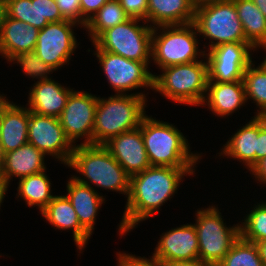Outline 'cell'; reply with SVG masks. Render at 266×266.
Wrapping results in <instances>:
<instances>
[{"label": "cell", "instance_id": "10", "mask_svg": "<svg viewBox=\"0 0 266 266\" xmlns=\"http://www.w3.org/2000/svg\"><path fill=\"white\" fill-rule=\"evenodd\" d=\"M92 45L96 49L94 55L116 94H128V91L141 87L153 90L154 74L148 70L150 62L129 60L118 54L102 51L94 43Z\"/></svg>", "mask_w": 266, "mask_h": 266}, {"label": "cell", "instance_id": "20", "mask_svg": "<svg viewBox=\"0 0 266 266\" xmlns=\"http://www.w3.org/2000/svg\"><path fill=\"white\" fill-rule=\"evenodd\" d=\"M39 29L7 17L0 23V55L8 61L21 52L34 51Z\"/></svg>", "mask_w": 266, "mask_h": 266}, {"label": "cell", "instance_id": "33", "mask_svg": "<svg viewBox=\"0 0 266 266\" xmlns=\"http://www.w3.org/2000/svg\"><path fill=\"white\" fill-rule=\"evenodd\" d=\"M19 64L26 74V76H31L40 80L51 79L48 75L53 71L49 65L43 62L34 51L21 52L19 55L11 57L8 62H13Z\"/></svg>", "mask_w": 266, "mask_h": 266}, {"label": "cell", "instance_id": "9", "mask_svg": "<svg viewBox=\"0 0 266 266\" xmlns=\"http://www.w3.org/2000/svg\"><path fill=\"white\" fill-rule=\"evenodd\" d=\"M140 21H143V26L139 24ZM152 31L151 24L144 20L129 18L104 31L93 43L102 51L115 53L129 60L149 62Z\"/></svg>", "mask_w": 266, "mask_h": 266}, {"label": "cell", "instance_id": "24", "mask_svg": "<svg viewBox=\"0 0 266 266\" xmlns=\"http://www.w3.org/2000/svg\"><path fill=\"white\" fill-rule=\"evenodd\" d=\"M195 0H148L147 23L151 27L193 23Z\"/></svg>", "mask_w": 266, "mask_h": 266}, {"label": "cell", "instance_id": "43", "mask_svg": "<svg viewBox=\"0 0 266 266\" xmlns=\"http://www.w3.org/2000/svg\"><path fill=\"white\" fill-rule=\"evenodd\" d=\"M4 152H0V182L4 183Z\"/></svg>", "mask_w": 266, "mask_h": 266}, {"label": "cell", "instance_id": "8", "mask_svg": "<svg viewBox=\"0 0 266 266\" xmlns=\"http://www.w3.org/2000/svg\"><path fill=\"white\" fill-rule=\"evenodd\" d=\"M194 227L199 245V259L217 266L240 237V223L227 227L218 207L196 211Z\"/></svg>", "mask_w": 266, "mask_h": 266}, {"label": "cell", "instance_id": "25", "mask_svg": "<svg viewBox=\"0 0 266 266\" xmlns=\"http://www.w3.org/2000/svg\"><path fill=\"white\" fill-rule=\"evenodd\" d=\"M45 154L32 144H25L4 155V183L9 186L15 176L19 179L46 171Z\"/></svg>", "mask_w": 266, "mask_h": 266}, {"label": "cell", "instance_id": "3", "mask_svg": "<svg viewBox=\"0 0 266 266\" xmlns=\"http://www.w3.org/2000/svg\"><path fill=\"white\" fill-rule=\"evenodd\" d=\"M68 167L74 168L82 175H73L78 182L90 187L93 184L98 188L121 192L128 198L130 175L103 145L77 144L74 146Z\"/></svg>", "mask_w": 266, "mask_h": 266}, {"label": "cell", "instance_id": "38", "mask_svg": "<svg viewBox=\"0 0 266 266\" xmlns=\"http://www.w3.org/2000/svg\"><path fill=\"white\" fill-rule=\"evenodd\" d=\"M266 156V116H259V135L257 137V151L255 164Z\"/></svg>", "mask_w": 266, "mask_h": 266}, {"label": "cell", "instance_id": "4", "mask_svg": "<svg viewBox=\"0 0 266 266\" xmlns=\"http://www.w3.org/2000/svg\"><path fill=\"white\" fill-rule=\"evenodd\" d=\"M146 95L142 93L115 94L98 97L93 126V145H104L111 138L140 127L147 115Z\"/></svg>", "mask_w": 266, "mask_h": 266}, {"label": "cell", "instance_id": "27", "mask_svg": "<svg viewBox=\"0 0 266 266\" xmlns=\"http://www.w3.org/2000/svg\"><path fill=\"white\" fill-rule=\"evenodd\" d=\"M242 23L245 39L253 47L266 43V17L253 0H232Z\"/></svg>", "mask_w": 266, "mask_h": 266}, {"label": "cell", "instance_id": "29", "mask_svg": "<svg viewBox=\"0 0 266 266\" xmlns=\"http://www.w3.org/2000/svg\"><path fill=\"white\" fill-rule=\"evenodd\" d=\"M118 0H108L87 22L86 28L93 43L104 31L128 20Z\"/></svg>", "mask_w": 266, "mask_h": 266}, {"label": "cell", "instance_id": "16", "mask_svg": "<svg viewBox=\"0 0 266 266\" xmlns=\"http://www.w3.org/2000/svg\"><path fill=\"white\" fill-rule=\"evenodd\" d=\"M103 146L130 176L151 166L140 127L111 138Z\"/></svg>", "mask_w": 266, "mask_h": 266}, {"label": "cell", "instance_id": "13", "mask_svg": "<svg viewBox=\"0 0 266 266\" xmlns=\"http://www.w3.org/2000/svg\"><path fill=\"white\" fill-rule=\"evenodd\" d=\"M78 23L63 20L52 22L39 31L34 52L47 65L54 70L65 63L69 64L71 56L78 47L73 27Z\"/></svg>", "mask_w": 266, "mask_h": 266}, {"label": "cell", "instance_id": "11", "mask_svg": "<svg viewBox=\"0 0 266 266\" xmlns=\"http://www.w3.org/2000/svg\"><path fill=\"white\" fill-rule=\"evenodd\" d=\"M252 50L248 42L223 43L208 50V82L243 81L244 71L253 62Z\"/></svg>", "mask_w": 266, "mask_h": 266}, {"label": "cell", "instance_id": "44", "mask_svg": "<svg viewBox=\"0 0 266 266\" xmlns=\"http://www.w3.org/2000/svg\"><path fill=\"white\" fill-rule=\"evenodd\" d=\"M8 185L3 183V182H0V207H1V204L3 203V199L5 198V193L6 191L8 190Z\"/></svg>", "mask_w": 266, "mask_h": 266}, {"label": "cell", "instance_id": "12", "mask_svg": "<svg viewBox=\"0 0 266 266\" xmlns=\"http://www.w3.org/2000/svg\"><path fill=\"white\" fill-rule=\"evenodd\" d=\"M98 97L86 91L73 90L66 106L59 116L65 136L76 146L77 139H84L80 145H93V126ZM85 137V138H84Z\"/></svg>", "mask_w": 266, "mask_h": 266}, {"label": "cell", "instance_id": "6", "mask_svg": "<svg viewBox=\"0 0 266 266\" xmlns=\"http://www.w3.org/2000/svg\"><path fill=\"white\" fill-rule=\"evenodd\" d=\"M197 35L198 32L193 23L154 27L151 60L159 69H162L199 61L198 58L201 56L205 58V50H198Z\"/></svg>", "mask_w": 266, "mask_h": 266}, {"label": "cell", "instance_id": "39", "mask_svg": "<svg viewBox=\"0 0 266 266\" xmlns=\"http://www.w3.org/2000/svg\"><path fill=\"white\" fill-rule=\"evenodd\" d=\"M255 179L266 185V156L260 159L250 170Z\"/></svg>", "mask_w": 266, "mask_h": 266}, {"label": "cell", "instance_id": "40", "mask_svg": "<svg viewBox=\"0 0 266 266\" xmlns=\"http://www.w3.org/2000/svg\"><path fill=\"white\" fill-rule=\"evenodd\" d=\"M162 266H212L200 259H195L191 261H175V262H166L161 263Z\"/></svg>", "mask_w": 266, "mask_h": 266}, {"label": "cell", "instance_id": "46", "mask_svg": "<svg viewBox=\"0 0 266 266\" xmlns=\"http://www.w3.org/2000/svg\"><path fill=\"white\" fill-rule=\"evenodd\" d=\"M258 48H263L264 51H266V43L254 47V51H255L256 49L258 50ZM259 66H260L262 69H264V70L266 71V56H265L263 62H261V64H260Z\"/></svg>", "mask_w": 266, "mask_h": 266}, {"label": "cell", "instance_id": "18", "mask_svg": "<svg viewBox=\"0 0 266 266\" xmlns=\"http://www.w3.org/2000/svg\"><path fill=\"white\" fill-rule=\"evenodd\" d=\"M30 111L11 101L0 106V143L4 153L28 143Z\"/></svg>", "mask_w": 266, "mask_h": 266}, {"label": "cell", "instance_id": "2", "mask_svg": "<svg viewBox=\"0 0 266 266\" xmlns=\"http://www.w3.org/2000/svg\"><path fill=\"white\" fill-rule=\"evenodd\" d=\"M140 128L151 166L195 168L201 160L202 156L190 151L188 139L173 124L146 115Z\"/></svg>", "mask_w": 266, "mask_h": 266}, {"label": "cell", "instance_id": "37", "mask_svg": "<svg viewBox=\"0 0 266 266\" xmlns=\"http://www.w3.org/2000/svg\"><path fill=\"white\" fill-rule=\"evenodd\" d=\"M108 0H80L81 9V27H85L90 18L107 2Z\"/></svg>", "mask_w": 266, "mask_h": 266}, {"label": "cell", "instance_id": "22", "mask_svg": "<svg viewBox=\"0 0 266 266\" xmlns=\"http://www.w3.org/2000/svg\"><path fill=\"white\" fill-rule=\"evenodd\" d=\"M41 214L54 228L72 230L77 249L82 252L91 235L80 225L77 214L65 195H54Z\"/></svg>", "mask_w": 266, "mask_h": 266}, {"label": "cell", "instance_id": "5", "mask_svg": "<svg viewBox=\"0 0 266 266\" xmlns=\"http://www.w3.org/2000/svg\"><path fill=\"white\" fill-rule=\"evenodd\" d=\"M160 70H162V74L153 76L155 92L161 93L175 103L191 106L202 105L209 81L207 59L204 62L199 60Z\"/></svg>", "mask_w": 266, "mask_h": 266}, {"label": "cell", "instance_id": "47", "mask_svg": "<svg viewBox=\"0 0 266 266\" xmlns=\"http://www.w3.org/2000/svg\"><path fill=\"white\" fill-rule=\"evenodd\" d=\"M8 102V99L6 98V96H4V94H0V106L6 104Z\"/></svg>", "mask_w": 266, "mask_h": 266}, {"label": "cell", "instance_id": "17", "mask_svg": "<svg viewBox=\"0 0 266 266\" xmlns=\"http://www.w3.org/2000/svg\"><path fill=\"white\" fill-rule=\"evenodd\" d=\"M30 89L28 110L39 115L59 118L73 89L52 79L38 80Z\"/></svg>", "mask_w": 266, "mask_h": 266}, {"label": "cell", "instance_id": "28", "mask_svg": "<svg viewBox=\"0 0 266 266\" xmlns=\"http://www.w3.org/2000/svg\"><path fill=\"white\" fill-rule=\"evenodd\" d=\"M46 171L19 179L16 196L24 199L29 207L37 206L40 212L53 199L51 181Z\"/></svg>", "mask_w": 266, "mask_h": 266}, {"label": "cell", "instance_id": "36", "mask_svg": "<svg viewBox=\"0 0 266 266\" xmlns=\"http://www.w3.org/2000/svg\"><path fill=\"white\" fill-rule=\"evenodd\" d=\"M116 255H118L117 266H162V264L153 257L147 259L145 257L135 256L125 252H119Z\"/></svg>", "mask_w": 266, "mask_h": 266}, {"label": "cell", "instance_id": "35", "mask_svg": "<svg viewBox=\"0 0 266 266\" xmlns=\"http://www.w3.org/2000/svg\"><path fill=\"white\" fill-rule=\"evenodd\" d=\"M56 3L66 20L76 22L81 26L80 0H56Z\"/></svg>", "mask_w": 266, "mask_h": 266}, {"label": "cell", "instance_id": "34", "mask_svg": "<svg viewBox=\"0 0 266 266\" xmlns=\"http://www.w3.org/2000/svg\"><path fill=\"white\" fill-rule=\"evenodd\" d=\"M125 13L130 18L147 22L148 0H118Z\"/></svg>", "mask_w": 266, "mask_h": 266}, {"label": "cell", "instance_id": "1", "mask_svg": "<svg viewBox=\"0 0 266 266\" xmlns=\"http://www.w3.org/2000/svg\"><path fill=\"white\" fill-rule=\"evenodd\" d=\"M194 170L150 166L130 176L129 195L118 229L120 237L158 212L175 195L184 176L194 175Z\"/></svg>", "mask_w": 266, "mask_h": 266}, {"label": "cell", "instance_id": "31", "mask_svg": "<svg viewBox=\"0 0 266 266\" xmlns=\"http://www.w3.org/2000/svg\"><path fill=\"white\" fill-rule=\"evenodd\" d=\"M240 224V237L251 243L266 240V202L254 204Z\"/></svg>", "mask_w": 266, "mask_h": 266}, {"label": "cell", "instance_id": "19", "mask_svg": "<svg viewBox=\"0 0 266 266\" xmlns=\"http://www.w3.org/2000/svg\"><path fill=\"white\" fill-rule=\"evenodd\" d=\"M6 16L31 24L39 30L49 23L66 20L56 0H7Z\"/></svg>", "mask_w": 266, "mask_h": 266}, {"label": "cell", "instance_id": "21", "mask_svg": "<svg viewBox=\"0 0 266 266\" xmlns=\"http://www.w3.org/2000/svg\"><path fill=\"white\" fill-rule=\"evenodd\" d=\"M66 187L68 194L65 196L72 204L80 225L92 235L97 213L105 203V198L93 187L78 182L73 176L67 181Z\"/></svg>", "mask_w": 266, "mask_h": 266}, {"label": "cell", "instance_id": "30", "mask_svg": "<svg viewBox=\"0 0 266 266\" xmlns=\"http://www.w3.org/2000/svg\"><path fill=\"white\" fill-rule=\"evenodd\" d=\"M243 83L247 102L251 99L259 107L255 116H266V71L252 62L244 71Z\"/></svg>", "mask_w": 266, "mask_h": 266}, {"label": "cell", "instance_id": "15", "mask_svg": "<svg viewBox=\"0 0 266 266\" xmlns=\"http://www.w3.org/2000/svg\"><path fill=\"white\" fill-rule=\"evenodd\" d=\"M152 257L160 263L199 259V245L194 224H183L162 233Z\"/></svg>", "mask_w": 266, "mask_h": 266}, {"label": "cell", "instance_id": "48", "mask_svg": "<svg viewBox=\"0 0 266 266\" xmlns=\"http://www.w3.org/2000/svg\"><path fill=\"white\" fill-rule=\"evenodd\" d=\"M206 1H220V0H195L196 4L206 2Z\"/></svg>", "mask_w": 266, "mask_h": 266}, {"label": "cell", "instance_id": "41", "mask_svg": "<svg viewBox=\"0 0 266 266\" xmlns=\"http://www.w3.org/2000/svg\"><path fill=\"white\" fill-rule=\"evenodd\" d=\"M255 244L258 248L260 258H261L264 266H266V240L255 243Z\"/></svg>", "mask_w": 266, "mask_h": 266}, {"label": "cell", "instance_id": "23", "mask_svg": "<svg viewBox=\"0 0 266 266\" xmlns=\"http://www.w3.org/2000/svg\"><path fill=\"white\" fill-rule=\"evenodd\" d=\"M247 102L243 81L208 82L207 93L201 106L208 105V109L220 118L232 115Z\"/></svg>", "mask_w": 266, "mask_h": 266}, {"label": "cell", "instance_id": "14", "mask_svg": "<svg viewBox=\"0 0 266 266\" xmlns=\"http://www.w3.org/2000/svg\"><path fill=\"white\" fill-rule=\"evenodd\" d=\"M28 143L45 155L69 164L74 146L65 136L59 118L39 115L30 111L28 122Z\"/></svg>", "mask_w": 266, "mask_h": 266}, {"label": "cell", "instance_id": "49", "mask_svg": "<svg viewBox=\"0 0 266 266\" xmlns=\"http://www.w3.org/2000/svg\"><path fill=\"white\" fill-rule=\"evenodd\" d=\"M0 152H4L1 143H0Z\"/></svg>", "mask_w": 266, "mask_h": 266}, {"label": "cell", "instance_id": "32", "mask_svg": "<svg viewBox=\"0 0 266 266\" xmlns=\"http://www.w3.org/2000/svg\"><path fill=\"white\" fill-rule=\"evenodd\" d=\"M217 266H264V264L256 244L239 237Z\"/></svg>", "mask_w": 266, "mask_h": 266}, {"label": "cell", "instance_id": "45", "mask_svg": "<svg viewBox=\"0 0 266 266\" xmlns=\"http://www.w3.org/2000/svg\"><path fill=\"white\" fill-rule=\"evenodd\" d=\"M6 18V1L0 2V23Z\"/></svg>", "mask_w": 266, "mask_h": 266}, {"label": "cell", "instance_id": "26", "mask_svg": "<svg viewBox=\"0 0 266 266\" xmlns=\"http://www.w3.org/2000/svg\"><path fill=\"white\" fill-rule=\"evenodd\" d=\"M247 124L240 127L226 142L221 155L237 159L249 171L255 165V151H257V137L259 135V116L251 117Z\"/></svg>", "mask_w": 266, "mask_h": 266}, {"label": "cell", "instance_id": "7", "mask_svg": "<svg viewBox=\"0 0 266 266\" xmlns=\"http://www.w3.org/2000/svg\"><path fill=\"white\" fill-rule=\"evenodd\" d=\"M193 24L199 37L209 39V50L223 43L247 42L232 0L197 3Z\"/></svg>", "mask_w": 266, "mask_h": 266}, {"label": "cell", "instance_id": "42", "mask_svg": "<svg viewBox=\"0 0 266 266\" xmlns=\"http://www.w3.org/2000/svg\"><path fill=\"white\" fill-rule=\"evenodd\" d=\"M253 2L266 17V0H253Z\"/></svg>", "mask_w": 266, "mask_h": 266}]
</instances>
